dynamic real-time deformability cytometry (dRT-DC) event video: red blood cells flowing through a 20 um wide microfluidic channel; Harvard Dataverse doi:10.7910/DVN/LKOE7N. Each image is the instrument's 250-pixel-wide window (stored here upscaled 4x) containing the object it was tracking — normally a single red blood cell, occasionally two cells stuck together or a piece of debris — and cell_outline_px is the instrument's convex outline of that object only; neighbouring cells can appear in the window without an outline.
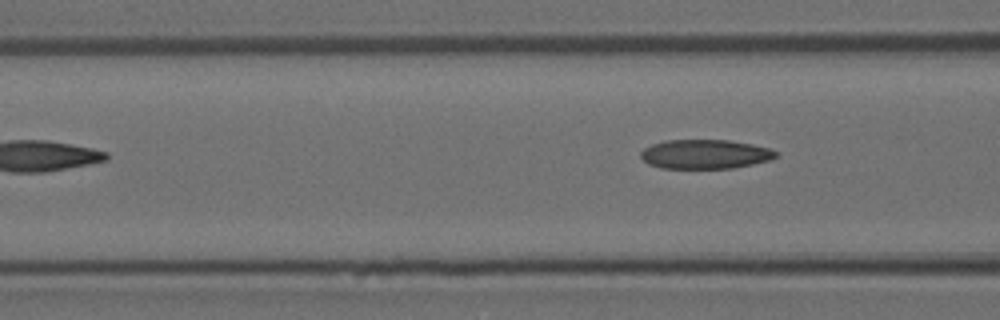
{"species": "Egyptian fruit bat (a non-hibernating species)", "species_latin": "Rousettus aegyptiacus", "temperature_condition": "room temperature", "stored_images_in_passage": 4, "camera_frame_rate_fps": 3000, "um_per_image_px": 0.085, "animal": {"sex": "female"}, "frame": {"image": 1, "passage_image": 4, "time_ms": 1.0, "image_size_px": [1000, 320], "cell_outline_px": [[780, 156], [768, 160], [752, 164], [732, 168], [660, 168], [648, 164], [640, 156], [640, 152], [644, 148], [652, 144], [664, 140], [728, 140], [752, 144], [768, 148], [776, 152]], "centroid_in_image_um": [59.91, 13.1], "position_along_channel_um": 106.7, "area_um2": 23.0}}